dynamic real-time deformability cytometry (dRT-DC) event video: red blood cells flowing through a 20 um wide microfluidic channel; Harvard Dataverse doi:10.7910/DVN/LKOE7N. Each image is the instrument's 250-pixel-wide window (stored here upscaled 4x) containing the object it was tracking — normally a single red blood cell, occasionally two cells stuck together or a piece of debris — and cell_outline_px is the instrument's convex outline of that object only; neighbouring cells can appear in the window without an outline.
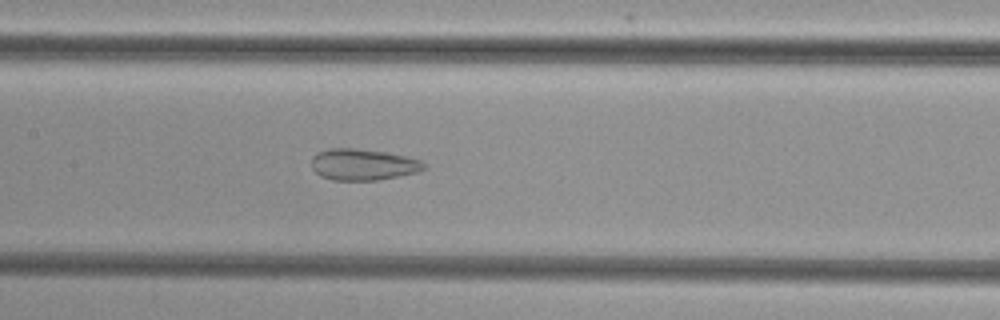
{"species": "common noctule bat (a hibernating species)", "species_latin": "Nyctalus noctula", "temperature_condition": "cold", "stored_images_in_passage": 52, "camera_frame_rate_fps": 3000, "um_per_image_px": 0.085, "animal": {"sex": "female", "body_mass_g": 29.2, "forearm_length_mm": 56.3}, "frame": {"image": 1, "passage_image": 25, "time_ms": 8.0, "image_size_px": [1000, 320], "cell_outline_px": [[424, 168], [420, 172], [380, 180], [332, 180], [320, 176], [312, 168], [312, 156], [328, 148], [356, 148], [384, 152], [404, 156], [420, 160], [424, 164]], "centroid_in_image_um": [30.85, 13.99], "position_along_channel_um": 176.6, "area_um2": 20.52}}
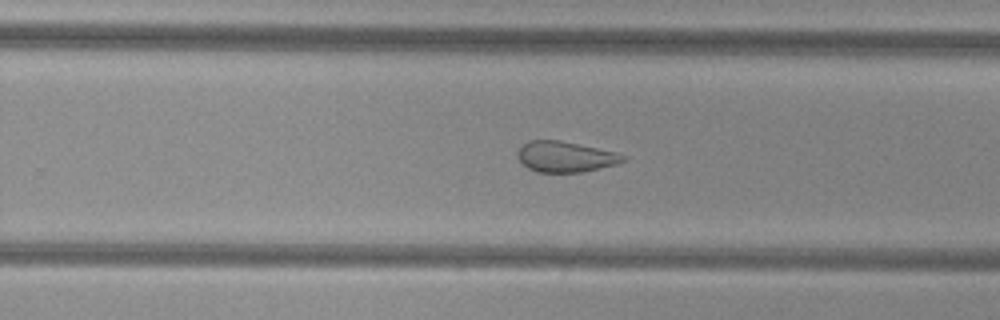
{"frame": {"image": 2, "passage_image": 33, "time_ms": 10.667, "image_size_px": [1000, 320], "cell_outline_px": [[628, 160], [616, 164], [584, 172], [536, 172], [528, 168], [516, 156], [520, 148], [528, 140], [560, 140], [616, 152], [628, 156]], "centroid_in_image_um": [48.09, 13.32], "position_along_channel_um": 281.7, "area_um2": 18.9}}
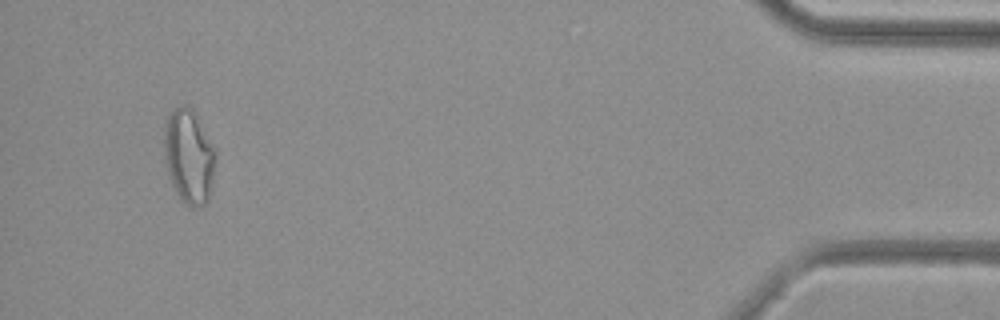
{"frame": {"image": 3, "passage_image": 49, "time_ms": 16.0, "image_size_px": [1000, 320], "cell_outline_px": [[216, 160], [208, 200], [200, 208], [192, 208], [180, 200], [172, 184], [164, 160], [164, 124], [168, 112], [172, 108], [180, 104], [184, 104], [192, 108], [216, 148]], "centroid_in_image_um": [16.05, 13.25], "position_along_channel_um": 419.2, "area_um2": 28.9}}